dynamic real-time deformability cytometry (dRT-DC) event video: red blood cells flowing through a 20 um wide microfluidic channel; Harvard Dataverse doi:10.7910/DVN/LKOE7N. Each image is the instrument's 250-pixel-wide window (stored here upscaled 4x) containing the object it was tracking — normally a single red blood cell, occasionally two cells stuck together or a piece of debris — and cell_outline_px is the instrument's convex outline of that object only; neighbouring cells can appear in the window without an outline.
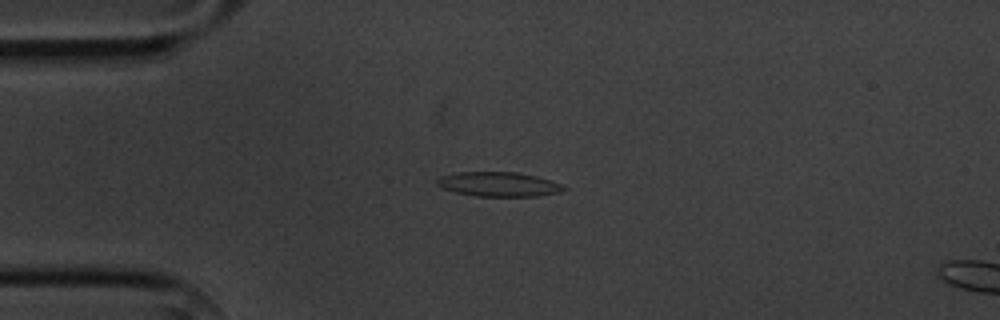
{"species": "common noctule bat (a hibernating species)", "species_latin": "Nyctalus noctula", "temperature_condition": "cold", "stored_images_in_passage": 8, "camera_frame_rate_fps": 3000, "um_per_image_px": 0.085, "animal": {"sex": "male", "body_mass_g": 20.1, "forearm_length_mm": 53.5}, "frame": {"image": 1, "passage_image": 2, "time_ms": 1.0, "image_size_px": [1000, 320], "cell_outline_px": [[568, 188], [560, 192], [536, 196], [476, 196], [456, 192], [444, 188], [436, 184], [436, 180], [440, 176], [456, 172], [516, 172], [536, 176], [564, 184]], "centroid_in_image_um": [42.41, 15.65], "position_along_channel_um": 42.6, "area_um2": 18.09}}
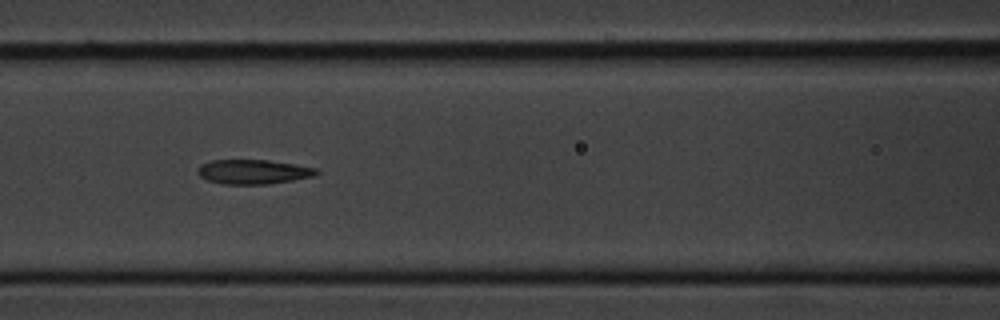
{"frame": {"image": 2, "passage_image": 5, "time_ms": 4.333, "image_size_px": [1000, 320], "cell_outline_px": [[320, 172], [312, 176], [292, 180], [268, 184], [224, 184], [208, 180], [200, 176], [196, 172], [200, 164], [212, 160], [268, 160], [296, 164], [316, 168]], "centroid_in_image_um": [21.51, 14.59], "position_along_channel_um": 145.1, "area_um2": 16.88}}
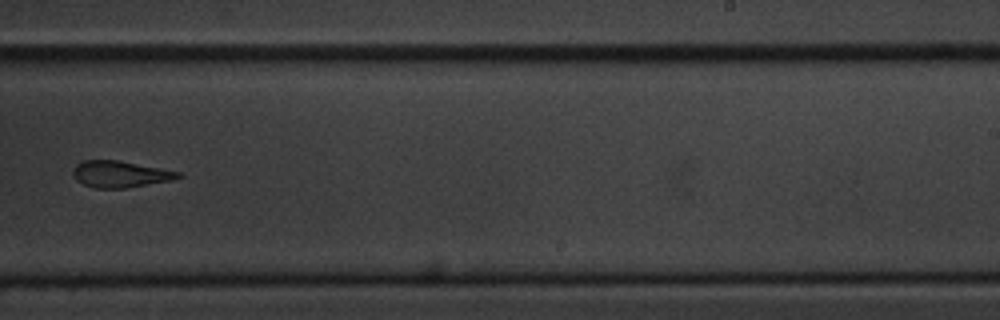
{"frame": {"image": 3, "passage_image": 8, "time_ms": 8.0, "image_size_px": [1000, 320], "cell_outline_px": [[184, 176], [172, 180], [124, 188], [96, 188], [84, 184], [76, 180], [72, 176], [72, 168], [80, 160], [116, 160], [160, 168], [180, 172]], "centroid_in_image_um": [10.17, 14.79], "position_along_channel_um": 278.8, "area_um2": 16.24}}